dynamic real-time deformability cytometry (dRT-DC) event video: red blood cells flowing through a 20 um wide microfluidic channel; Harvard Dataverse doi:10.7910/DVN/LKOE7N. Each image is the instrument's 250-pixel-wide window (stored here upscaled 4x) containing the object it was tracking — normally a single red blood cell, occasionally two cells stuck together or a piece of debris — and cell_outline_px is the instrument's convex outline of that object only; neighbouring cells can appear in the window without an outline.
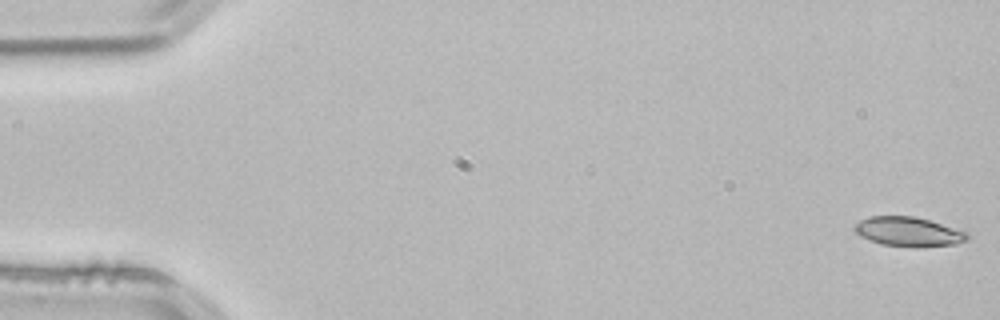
{"species": "common noctule bat (a hibernating species)", "species_latin": "Nyctalus noctula", "temperature_condition": "room temperature", "stored_images_in_passage": 12, "camera_frame_rate_fps": 3000, "um_per_image_px": 0.085, "animal": {"sex": "male", "body_mass_g": 21.5, "forearm_length_mm": 52.0}, "frame": {"image": 1, "passage_image": 1, "time_ms": 0.0, "image_size_px": [1000, 320], "cell_outline_px": [[968, 240], [956, 244], [916, 248], [912, 248], [880, 244], [860, 236], [852, 228], [860, 220], [868, 216], [916, 216], [968, 232]], "centroid_in_image_um": [77.22, 19.7], "position_along_channel_um": 7.8, "area_um2": 19.59}}